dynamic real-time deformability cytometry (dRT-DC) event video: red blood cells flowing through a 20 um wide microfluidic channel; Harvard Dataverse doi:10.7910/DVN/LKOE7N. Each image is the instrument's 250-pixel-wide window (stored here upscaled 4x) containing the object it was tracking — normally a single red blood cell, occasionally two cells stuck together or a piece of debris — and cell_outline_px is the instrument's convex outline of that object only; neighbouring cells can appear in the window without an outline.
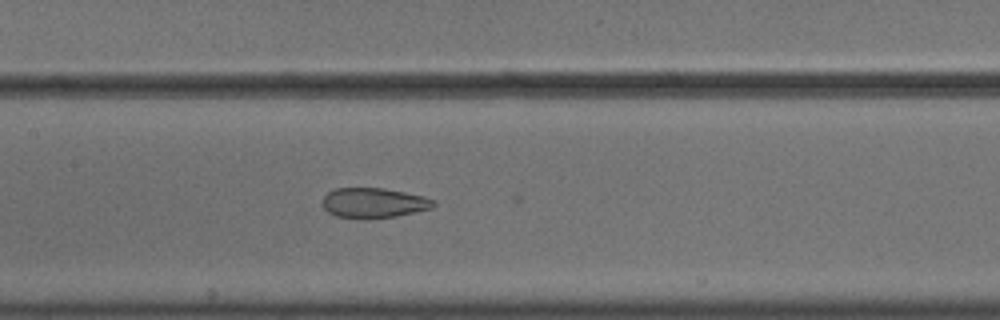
{"species": "common noctule bat (a hibernating species)", "species_latin": "Nyctalus noctula", "temperature_condition": "cold", "stored_images_in_passage": 56, "camera_frame_rate_fps": 3000, "um_per_image_px": 0.085, "animal": {"sex": "male", "body_mass_g": 18.8}, "frame": {"image": 1, "passage_image": 28, "time_ms": 9.0, "image_size_px": [1000, 320], "cell_outline_px": [[436, 204], [432, 208], [396, 216], [336, 216], [328, 212], [320, 204], [324, 196], [328, 192], [336, 188], [384, 188], [424, 196], [436, 200]], "centroid_in_image_um": [31.78, 17.2], "position_along_channel_um": 175.6, "area_um2": 18.9}}
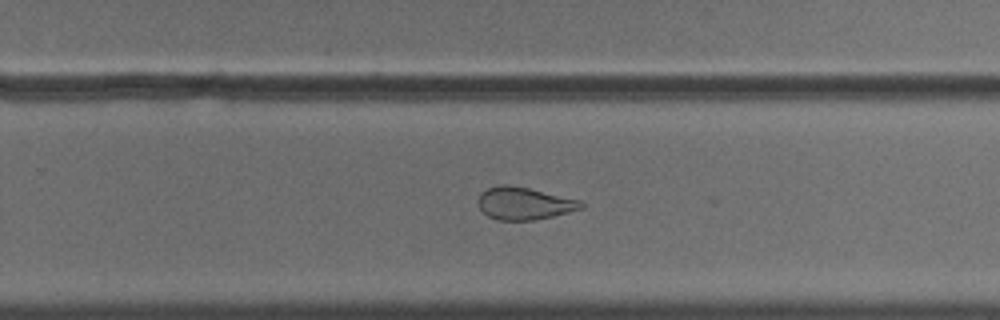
{"frame": {"image": 2, "passage_image": 37, "time_ms": 12.0, "image_size_px": [1000, 320], "cell_outline_px": [[584, 208], [552, 216], [532, 220], [496, 220], [488, 216], [476, 204], [476, 200], [480, 192], [488, 188], [500, 184], [508, 184], [528, 188], [580, 200], [584, 204]], "centroid_in_image_um": [44.5, 17.28], "position_along_channel_um": 285.3, "area_um2": 19.54}}
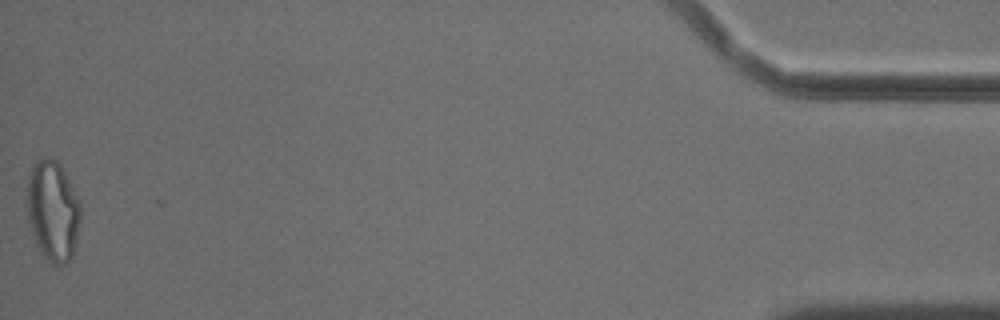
{"frame": {"image": 3, "passage_image": 56, "time_ms": 18.333, "image_size_px": [1000, 320], "cell_outline_px": [[80, 220], [72, 260], [64, 264], [52, 264], [40, 252], [36, 244], [28, 224], [24, 188], [32, 164], [36, 160], [44, 156], [48, 156], [56, 160], [60, 164], [80, 200]], "centroid_in_image_um": [4.44, 17.88], "position_along_channel_um": 430.8, "area_um2": 32.31}, "authors_computed_cell_mechanics": {"area_um2": 26.4724, "velocity_mm_per_s": 3.656, "shape_relaxation_time_tau1_ms": null, "shape_relaxation_time_tau2_ms": 1.6557, "deformation_change_tau1": null, "deformation_change_tau2": 0.0743}}